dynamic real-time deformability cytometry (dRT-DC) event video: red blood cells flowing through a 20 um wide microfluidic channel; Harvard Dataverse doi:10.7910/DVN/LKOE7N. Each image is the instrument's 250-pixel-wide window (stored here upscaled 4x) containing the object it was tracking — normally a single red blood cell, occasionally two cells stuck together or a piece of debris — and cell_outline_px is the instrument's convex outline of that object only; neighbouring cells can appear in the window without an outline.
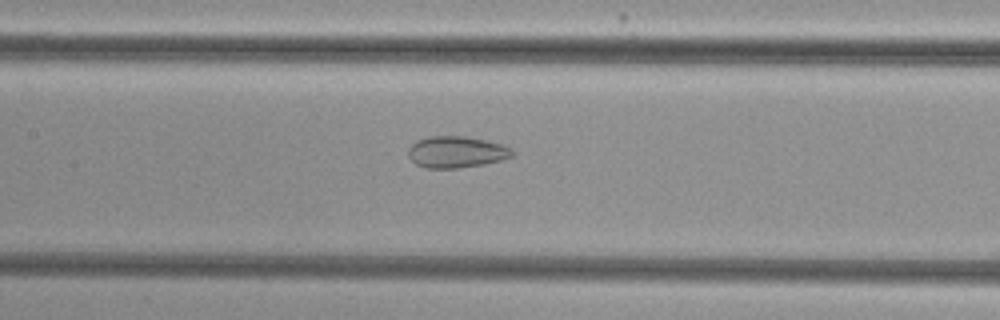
{"species": "common noctule bat (a hibernating species)", "species_latin": "Nyctalus noctula", "temperature_condition": "cold", "stored_images_in_passage": 54, "camera_frame_rate_fps": 3000, "um_per_image_px": 0.085, "animal": {"sex": "female", "body_mass_g": 29.2, "forearm_length_mm": 56.3}, "frame": {"image": 1, "passage_image": 26, "time_ms": 8.333, "image_size_px": [1000, 320], "cell_outline_px": [[516, 152], [512, 156], [500, 160], [484, 164], [456, 168], [424, 168], [416, 164], [408, 156], [408, 148], [416, 140], [428, 136], [464, 136], [484, 140], [500, 144], [512, 148]], "centroid_in_image_um": [38.77, 12.92], "position_along_channel_um": 168.6, "area_um2": 19.13}}
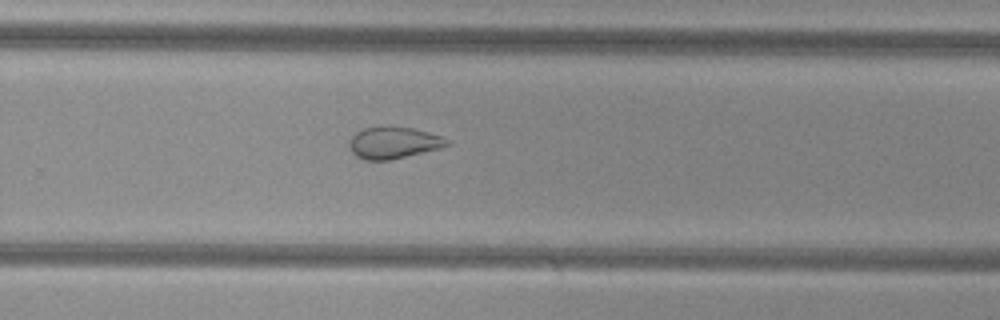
{"frame": {"image": 2, "passage_image": 36, "time_ms": 11.667, "image_size_px": [1000, 320], "cell_outline_px": [[452, 144], [440, 148], [392, 160], [364, 160], [356, 156], [352, 152], [348, 144], [348, 140], [356, 132], [364, 128], [412, 128], [444, 136], [452, 140]], "centroid_in_image_um": [33.49, 12.16], "position_along_channel_um": 296.3, "area_um2": 18.03}}
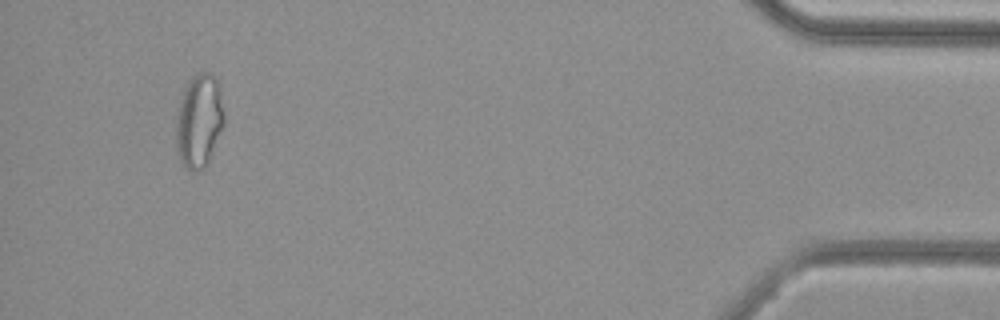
{"frame": {"image": 3, "passage_image": 51, "time_ms": 16.667, "image_size_px": [1000, 320], "cell_outline_px": [[224, 124], [208, 164], [196, 172], [192, 172], [180, 160], [176, 152], [176, 116], [180, 100], [188, 80], [192, 76], [200, 72], [212, 72], [216, 76], [220, 84], [224, 112]], "centroid_in_image_um": [16.94, 10.24], "position_along_channel_um": 418.3, "area_um2": 26.7}, "authors_computed_cell_mechanics": {"area_um2": 24.2471, "velocity_mm_per_s": 3.8398, "shape_relaxation_time_tau1_ms": null, "shape_relaxation_time_tau2_ms": 2.1662, "deformation_change_tau1": null, "deformation_change_tau2": 0.0931}}